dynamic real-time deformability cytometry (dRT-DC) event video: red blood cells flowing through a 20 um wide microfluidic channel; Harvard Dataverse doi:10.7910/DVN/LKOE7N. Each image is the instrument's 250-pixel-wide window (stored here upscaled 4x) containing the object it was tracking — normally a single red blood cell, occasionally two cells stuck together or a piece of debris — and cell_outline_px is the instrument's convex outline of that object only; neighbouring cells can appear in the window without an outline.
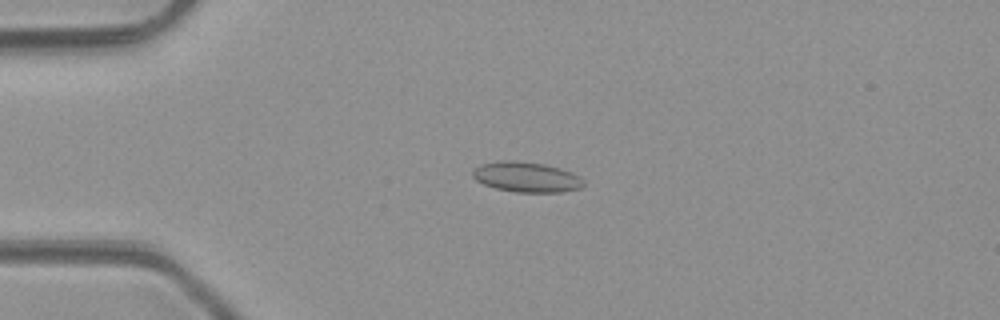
{"species": "common noctule bat (a hibernating species)", "species_latin": "Nyctalus noctula", "temperature_condition": "room temperature", "stored_images_in_passage": 5, "camera_frame_rate_fps": 3000, "um_per_image_px": 0.085, "animal": {"sex": "male", "body_mass_g": 23.1, "forearm_length_mm": 52.7}, "frame": {"image": 1, "passage_image": 3, "time_ms": 2.0, "image_size_px": [1000, 320], "cell_outline_px": [[584, 184], [580, 188], [560, 192], [516, 192], [496, 188], [484, 184], [476, 180], [472, 176], [472, 168], [480, 164], [500, 160], [516, 160], [544, 164], [560, 168], [572, 172], [580, 176], [584, 180]], "centroid_in_image_um": [44.73, 15.03], "position_along_channel_um": 40.3, "area_um2": 19.71}}
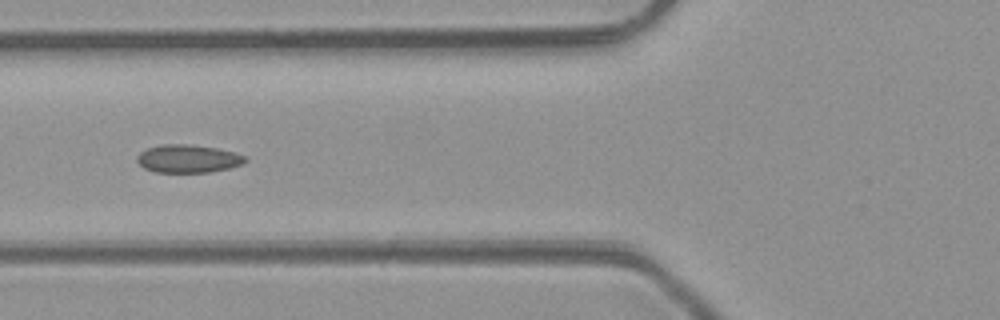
{"frame": {"image": 2, "passage_image": 5, "time_ms": 4.333, "image_size_px": [1000, 320], "cell_outline_px": [[248, 160], [244, 164], [228, 168], [208, 172], [156, 172], [144, 168], [136, 160], [136, 156], [140, 152], [148, 148], [160, 144], [188, 144], [216, 148], [248, 156]], "centroid_in_image_um": [15.99, 13.48], "position_along_channel_um": 109.8, "area_um2": 17.69}}